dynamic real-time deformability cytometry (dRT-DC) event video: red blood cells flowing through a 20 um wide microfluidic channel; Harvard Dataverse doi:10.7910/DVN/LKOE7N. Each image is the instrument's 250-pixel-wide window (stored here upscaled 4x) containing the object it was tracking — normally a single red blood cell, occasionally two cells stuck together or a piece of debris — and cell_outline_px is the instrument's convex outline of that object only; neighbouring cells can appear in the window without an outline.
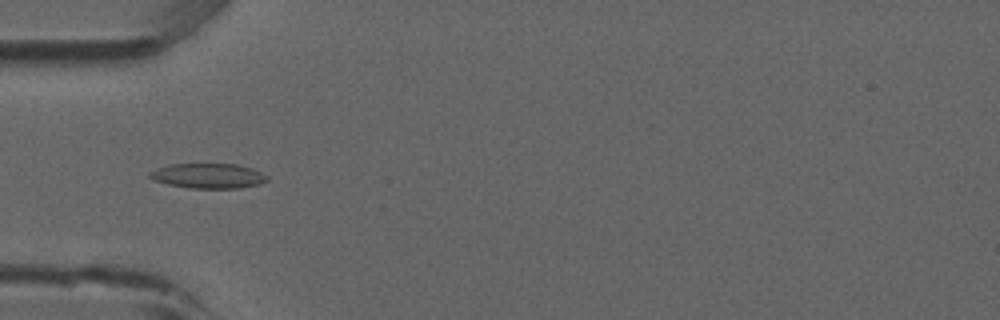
{"species": "common noctule bat (a hibernating species)", "species_latin": "Nyctalus noctula", "temperature_condition": "room temperature", "stored_images_in_passage": 45, "camera_frame_rate_fps": 3000, "um_per_image_px": 0.085, "animal": {"sex": "male", "forearm_length_mm": 52.5}, "frame": {"image": 1, "passage_image": 9, "time_ms": 2.667, "image_size_px": [1000, 320], "cell_outline_px": [[268, 180], [260, 184], [240, 188], [188, 188], [168, 184], [152, 180], [148, 176], [148, 172], [156, 168], [172, 164], [236, 164], [252, 168], [268, 176]], "centroid_in_image_um": [17.68, 14.95], "position_along_channel_um": 67.3, "area_um2": 17.17}}
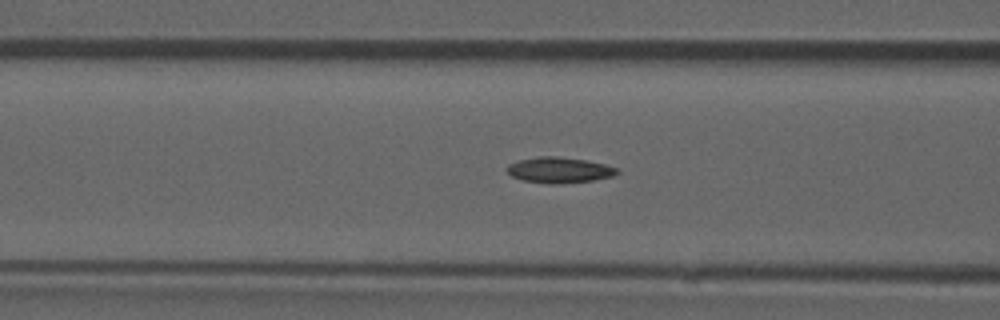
{"frame": {"image": 2, "passage_image": 13, "time_ms": 4.0, "image_size_px": [1000, 320], "cell_outline_px": [[620, 172], [612, 176], [592, 180], [560, 184], [548, 184], [524, 180], [512, 176], [504, 168], [508, 164], [520, 160], [540, 156], [556, 156], [588, 160], [604, 164], [616, 168]], "centroid_in_image_um": [47.52, 14.45], "position_along_channel_um": 119.1, "area_um2": 16.47}}
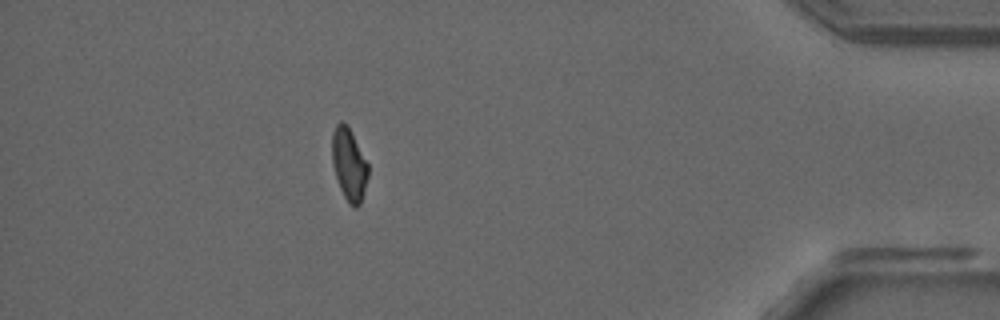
{"frame": {"image": 3, "passage_image": 39, "time_ms": 12.667, "image_size_px": [1000, 320], "cell_outline_px": [[368, 176], [360, 204], [356, 208], [352, 208], [348, 204], [340, 188], [332, 164], [332, 132], [336, 124], [340, 120], [348, 124], [368, 164]], "centroid_in_image_um": [29.66, 13.95], "position_along_channel_um": 405.5, "area_um2": 15.32}, "authors_computed_cell_mechanics": {"area_um2": 15.895, "velocity_mm_per_s": 3.8832, "shape_relaxation_time_tau1_ms": 10.8555, "shape_relaxation_time_tau2_ms": 4.9657, "deformation_change_tau1": 0.2036, "deformation_change_tau2": 0.0833}}